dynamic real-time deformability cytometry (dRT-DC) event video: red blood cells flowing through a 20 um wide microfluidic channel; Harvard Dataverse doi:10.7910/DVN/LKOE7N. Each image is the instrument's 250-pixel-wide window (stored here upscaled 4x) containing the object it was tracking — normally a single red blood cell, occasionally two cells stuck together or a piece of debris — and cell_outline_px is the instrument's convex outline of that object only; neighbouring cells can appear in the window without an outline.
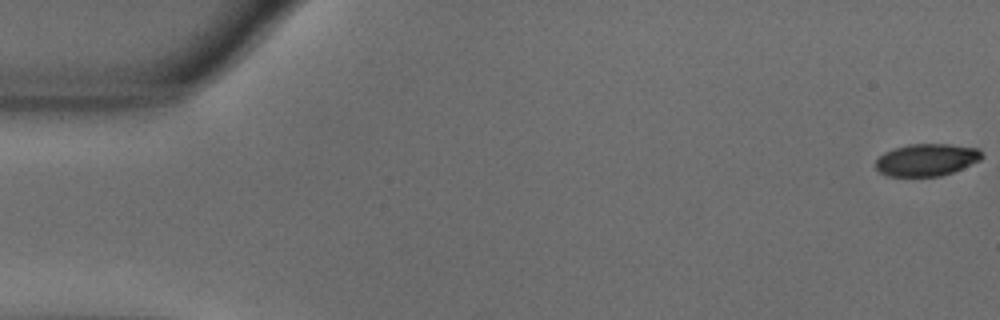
{"species": "common noctule bat (a hibernating species)", "species_latin": "Nyctalus noctula", "temperature_condition": "warm", "stored_images_in_passage": 56, "camera_frame_rate_fps": 3000, "um_per_image_px": 0.085, "animal": {"sex": "male", "body_mass_g": 18.8}, "frame": {"image": 1, "passage_image": 1, "time_ms": 0.0, "image_size_px": [1000, 320], "cell_outline_px": [[984, 156], [980, 160], [952, 172], [940, 176], [888, 176], [880, 172], [876, 168], [876, 160], [884, 152], [908, 144], [952, 144], [980, 148]], "centroid_in_image_um": [78.79, 13.57], "position_along_channel_um": 6.2, "area_um2": 19.94}}
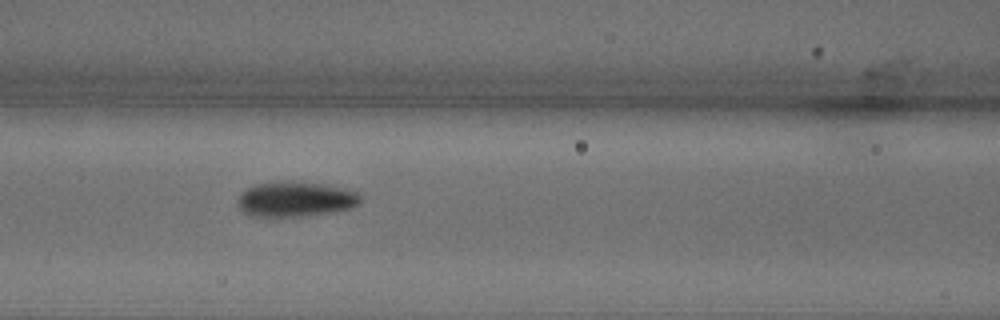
{"frame": {"image": 2, "passage_image": 24, "time_ms": 7.667, "image_size_px": [1000, 320], "cell_outline_px": [[360, 204], [352, 208], [328, 212], [300, 216], [248, 216], [240, 208], [236, 200], [240, 192], [256, 184], [320, 184], [344, 188], [356, 192], [360, 196]], "centroid_in_image_um": [25.1, 16.97], "position_along_channel_um": 141.5, "area_um2": 24.1}}
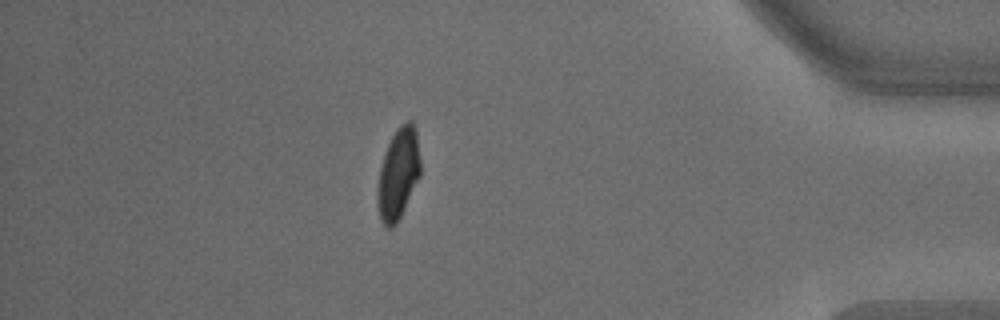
{"frame": {"image": 3, "passage_image": 49, "time_ms": 16.0, "image_size_px": [1000, 320], "cell_outline_px": [[420, 176], [396, 224], [392, 228], [388, 228], [380, 220], [376, 204], [376, 192], [380, 168], [384, 152], [392, 136], [400, 124], [408, 120], [412, 120], [416, 128], [420, 160]], "centroid_in_image_um": [33.83, 14.76], "position_along_channel_um": 401.4, "area_um2": 22.95}, "authors_computed_cell_mechanics": {"area_um2": 23.0333, "velocity_mm_per_s": 3.6236, "shape_relaxation_time_tau1_ms": 2.7747, "shape_relaxation_time_tau2_ms": 2.0817, "deformation_change_tau1": 0.1522, "deformation_change_tau2": 0.0528}}